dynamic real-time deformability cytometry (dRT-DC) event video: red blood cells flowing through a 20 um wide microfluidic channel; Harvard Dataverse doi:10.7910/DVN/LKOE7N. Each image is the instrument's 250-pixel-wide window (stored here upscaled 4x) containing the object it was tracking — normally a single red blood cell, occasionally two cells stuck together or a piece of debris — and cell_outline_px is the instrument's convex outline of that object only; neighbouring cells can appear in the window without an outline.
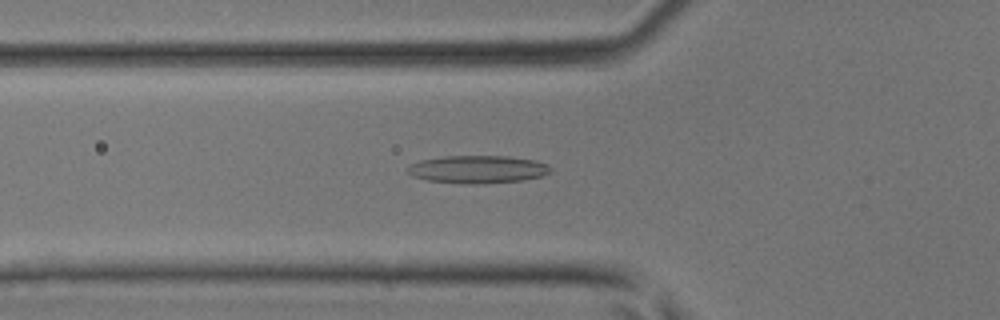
{"species": "common noctule bat (a hibernating species)", "species_latin": "Nyctalus noctula", "temperature_condition": "room temperature", "stored_images_in_passage": 32, "camera_frame_rate_fps": 3000, "um_per_image_px": 0.085, "animal": {"sex": "male", "body_mass_g": 17.9, "forearm_length_mm": 54.2}, "frame": {"image": 1, "passage_image": 9, "time_ms": 2.667, "image_size_px": [1000, 320], "cell_outline_px": [[552, 172], [540, 176], [524, 180], [476, 184], [468, 184], [428, 180], [412, 176], [404, 168], [420, 160], [444, 156], [508, 156], [532, 160], [548, 164], [552, 168]], "centroid_in_image_um": [40.6, 14.39], "position_along_channel_um": 85.2, "area_um2": 23.12}}
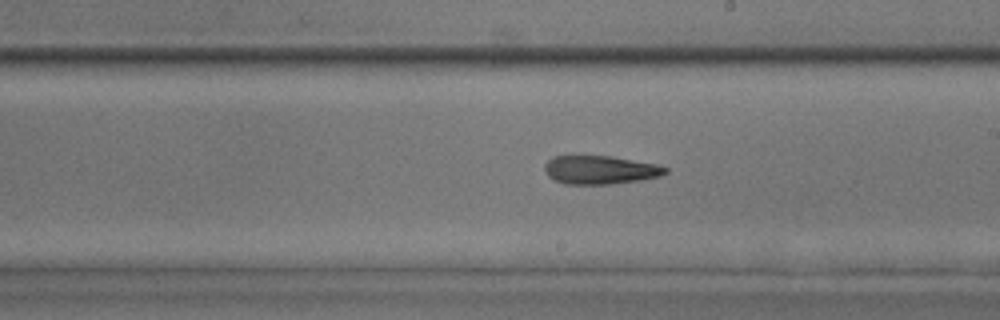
{"frame": {"image": 2, "passage_image": 19, "time_ms": 6.0, "image_size_px": [1000, 320], "cell_outline_px": [[668, 172], [660, 176], [640, 180], [608, 184], [564, 184], [548, 176], [544, 172], [544, 164], [552, 156], [612, 156], [656, 164], [668, 168]], "centroid_in_image_um": [50.99, 14.44], "position_along_channel_um": 238.0, "area_um2": 20.06}}
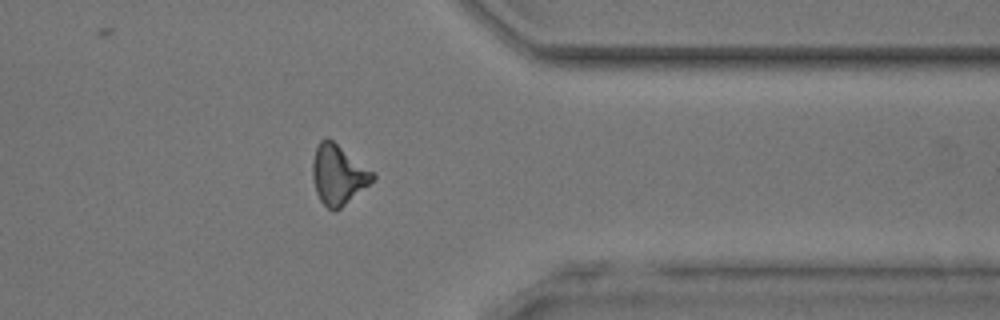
{"frame": {"image": 3, "passage_image": 29, "time_ms": 9.333, "image_size_px": [1000, 320], "cell_outline_px": [[376, 176], [368, 184], [340, 208], [332, 212], [320, 200], [316, 192], [312, 176], [312, 160], [316, 148], [320, 140], [332, 140], [372, 172]], "centroid_in_image_um": [28.69, 14.87], "position_along_channel_um": 382.7, "area_um2": 20.17}}